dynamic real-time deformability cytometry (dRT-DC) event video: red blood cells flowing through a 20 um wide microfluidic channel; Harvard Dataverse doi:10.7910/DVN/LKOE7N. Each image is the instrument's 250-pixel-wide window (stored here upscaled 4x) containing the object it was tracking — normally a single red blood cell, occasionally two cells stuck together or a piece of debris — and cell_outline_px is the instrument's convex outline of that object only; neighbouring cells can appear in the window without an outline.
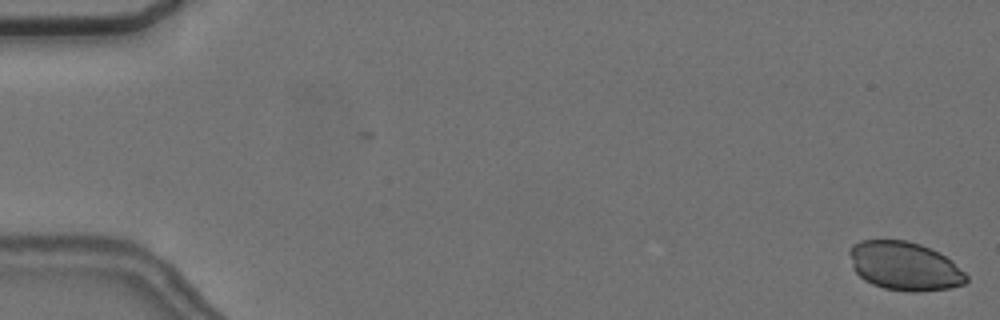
{"species": "common noctule bat (a hibernating species)", "species_latin": "Nyctalus noctula", "temperature_condition": "cold", "stored_images_in_passage": 58, "camera_frame_rate_fps": 3000, "um_per_image_px": 0.085, "animal": {"sex": "female", "body_mass_g": 24.6, "forearm_length_mm": 56.2}, "frame": {"image": 1, "passage_image": 1, "time_ms": 0.0, "image_size_px": [1000, 320], "cell_outline_px": [[968, 280], [964, 284], [948, 288], [920, 292], [908, 292], [884, 288], [872, 284], [864, 280], [852, 268], [848, 252], [852, 244], [860, 240], [908, 240], [920, 244], [952, 260], [968, 276]], "centroid_in_image_um": [76.86, 22.62], "position_along_channel_um": 8.1, "area_um2": 33.23}}